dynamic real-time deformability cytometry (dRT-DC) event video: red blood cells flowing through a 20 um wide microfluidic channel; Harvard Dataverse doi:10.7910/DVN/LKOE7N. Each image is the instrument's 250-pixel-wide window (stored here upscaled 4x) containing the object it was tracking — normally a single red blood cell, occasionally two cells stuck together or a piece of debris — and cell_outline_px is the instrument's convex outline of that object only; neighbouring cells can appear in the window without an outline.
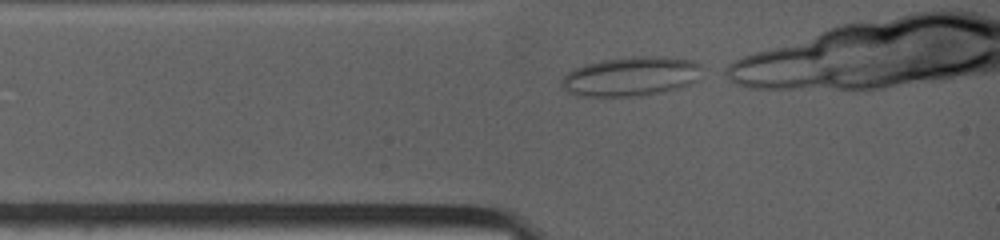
{"species": "common noctule bat (a hibernating species)", "species_latin": "Nyctalus noctula", "temperature_condition": "warm", "stored_images_in_passage": 9, "camera_frame_rate_fps": 4500, "um_per_image_px": 0.085, "animal": {"sex": "female", "body_mass_g": 19.0, "forearm_length_mm": 53.3}, "frame": {"image": 1, "passage_image": 1, "time_ms": 0.0, "image_size_px": [1000, 240], "cell_outline_px": [[700, 68], [696, 80], [680, 88], [640, 96], [580, 96], [568, 92], [560, 84], [560, 80], [568, 72], [584, 64], [604, 60], [632, 56], [664, 56], [692, 60], [700, 64]], "centroid_in_image_um": [53.61, 6.49], "position_along_channel_um": 31.4, "area_um2": 32.08}}